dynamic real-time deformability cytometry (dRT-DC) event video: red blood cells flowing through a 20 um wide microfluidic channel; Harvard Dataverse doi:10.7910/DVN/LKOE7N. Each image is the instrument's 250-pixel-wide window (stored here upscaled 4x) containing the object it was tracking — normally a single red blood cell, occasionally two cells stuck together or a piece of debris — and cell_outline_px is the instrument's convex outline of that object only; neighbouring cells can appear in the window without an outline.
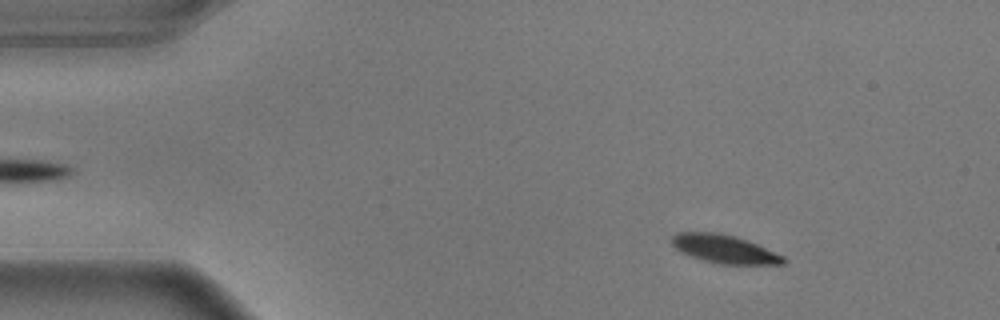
{"species": "common noctule bat (a hibernating species)", "species_latin": "Nyctalus noctula", "temperature_condition": "warm", "stored_images_in_passage": 55, "camera_frame_rate_fps": 3000, "um_per_image_px": 0.085, "animal": {"sex": "male", "body_mass_g": 17.9}, "frame": {"image": 1, "passage_image": 7, "time_ms": 2.0, "image_size_px": [1000, 320], "cell_outline_px": [[788, 260], [784, 264], [720, 264], [704, 260], [692, 256], [676, 248], [672, 244], [672, 236], [680, 232], [716, 232], [736, 236], [756, 244], [784, 256]], "centroid_in_image_um": [61.61, 21.16], "position_along_channel_um": 23.4, "area_um2": 18.15}}
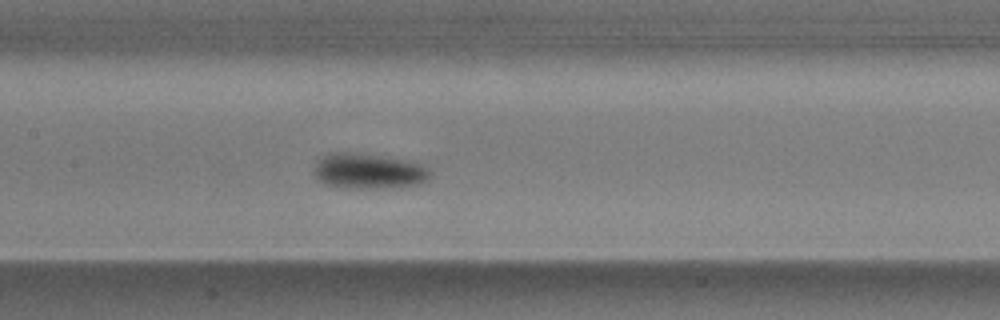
{"frame": {"image": 2, "passage_image": 26, "time_ms": 8.333, "image_size_px": [1000, 320], "cell_outline_px": [[432, 176], [428, 180], [420, 184], [388, 188], [344, 188], [324, 184], [312, 172], [316, 164], [328, 152], [352, 152], [408, 160], [420, 164], [428, 168], [432, 172]], "centroid_in_image_um": [31.35, 14.55], "position_along_channel_um": 176.0, "area_um2": 24.16}}
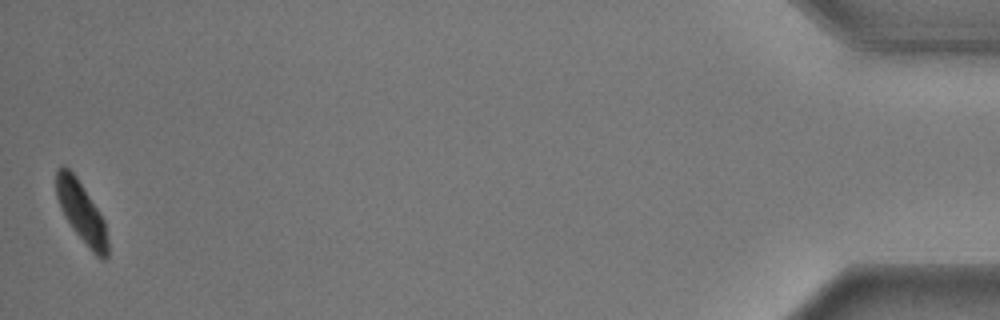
{"frame": {"image": 3, "passage_image": 55, "time_ms": 18.0, "image_size_px": [1000, 320], "cell_outline_px": [[108, 256], [104, 260], [100, 260], [92, 252], [72, 228], [64, 216], [60, 208], [56, 196], [56, 172], [64, 164], [76, 176], [104, 220], [108, 240]], "centroid_in_image_um": [6.92, 18.07], "position_along_channel_um": 428.3, "area_um2": 18.09}, "authors_computed_cell_mechanics": {"area_um2": 20.4612, "velocity_mm_per_s": 3.5719, "shape_relaxation_time_tau1_ms": 2.1105, "shape_relaxation_time_tau2_ms": null, "deformation_change_tau1": 0.119, "deformation_change_tau2": null}}